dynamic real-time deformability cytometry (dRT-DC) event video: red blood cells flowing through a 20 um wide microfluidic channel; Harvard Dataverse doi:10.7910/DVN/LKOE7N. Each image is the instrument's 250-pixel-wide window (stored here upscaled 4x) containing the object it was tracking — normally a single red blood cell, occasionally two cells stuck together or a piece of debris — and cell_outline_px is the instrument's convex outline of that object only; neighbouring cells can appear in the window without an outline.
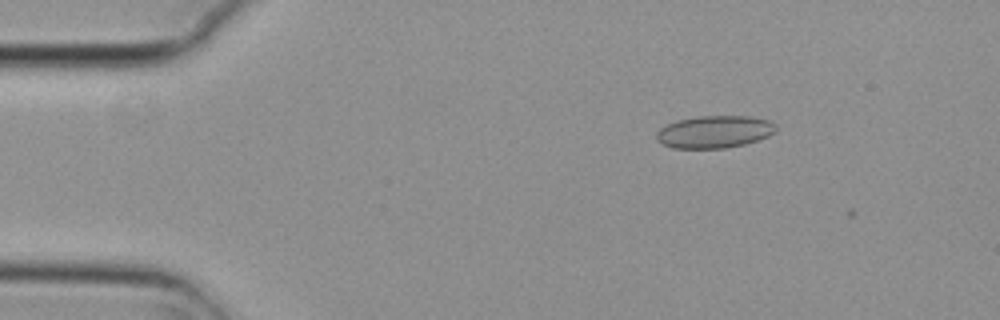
{"species": "common noctule bat (a hibernating species)", "species_latin": "Nyctalus noctula", "temperature_condition": "cold", "stored_images_in_passage": 4, "camera_frame_rate_fps": 3000, "um_per_image_px": 0.085, "animal": {"sex": "female", "body_mass_g": 29.2, "forearm_length_mm": 56.3}, "frame": {"image": 1, "passage_image": 1, "time_ms": 0.0, "image_size_px": [1000, 320], "cell_outline_px": [[776, 132], [768, 136], [744, 144], [724, 148], [672, 148], [656, 140], [656, 132], [660, 128], [668, 124], [680, 120], [696, 116], [748, 116], [768, 120], [776, 124]], "centroid_in_image_um": [60.73, 11.2], "position_along_channel_um": 24.3, "area_um2": 22.43}}
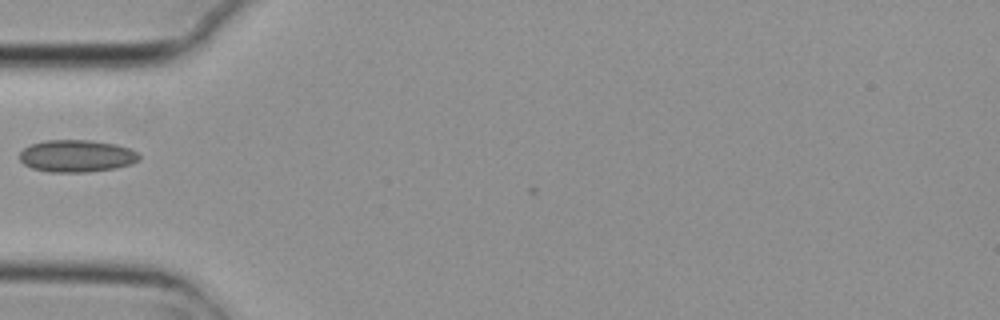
{"frame": {"image": 2, "passage_image": 4, "time_ms": 1.0, "image_size_px": [1000, 320], "cell_outline_px": [[140, 160], [132, 164], [116, 168], [88, 172], [48, 172], [32, 168], [24, 164], [20, 160], [20, 152], [24, 148], [32, 144], [44, 140], [92, 140], [116, 144], [128, 148], [136, 152], [140, 156]], "centroid_in_image_um": [6.53, 13.26], "position_along_channel_um": 78.5, "area_um2": 22.54}}